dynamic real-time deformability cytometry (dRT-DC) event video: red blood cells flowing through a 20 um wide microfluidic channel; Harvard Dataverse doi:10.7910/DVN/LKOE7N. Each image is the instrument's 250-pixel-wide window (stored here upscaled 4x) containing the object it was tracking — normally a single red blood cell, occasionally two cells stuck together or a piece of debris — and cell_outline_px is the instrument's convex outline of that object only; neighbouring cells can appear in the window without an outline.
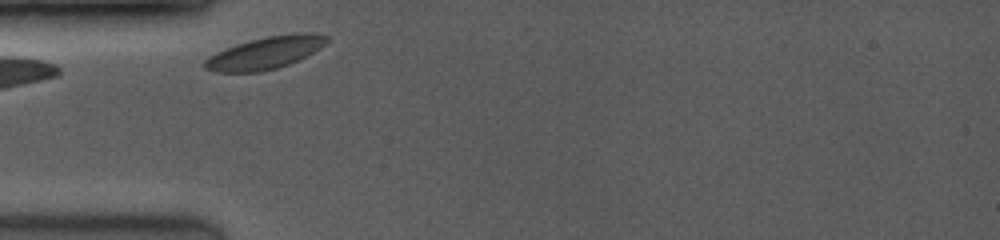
{"species": "common noctule bat (a hibernating species)", "species_latin": "Nyctalus noctula", "temperature_condition": "room temperature", "stored_images_in_passage": 6, "camera_frame_rate_fps": 3500, "um_per_image_px": 0.085, "animal": {"sex": "female", "body_mass_g": 19.0, "forearm_length_mm": 53.3}, "frame": {"image": 1, "passage_image": 1, "time_ms": 0.0, "image_size_px": [1000, 240], "cell_outline_px": [[328, 40], [320, 48], [288, 64], [276, 68], [260, 72], [216, 72], [204, 68], [204, 60], [208, 56], [216, 52], [236, 44], [268, 36], [296, 32], [312, 32], [328, 36]], "centroid_in_image_um": [22.52, 4.48], "position_along_channel_um": 62.5, "area_um2": 22.77}}